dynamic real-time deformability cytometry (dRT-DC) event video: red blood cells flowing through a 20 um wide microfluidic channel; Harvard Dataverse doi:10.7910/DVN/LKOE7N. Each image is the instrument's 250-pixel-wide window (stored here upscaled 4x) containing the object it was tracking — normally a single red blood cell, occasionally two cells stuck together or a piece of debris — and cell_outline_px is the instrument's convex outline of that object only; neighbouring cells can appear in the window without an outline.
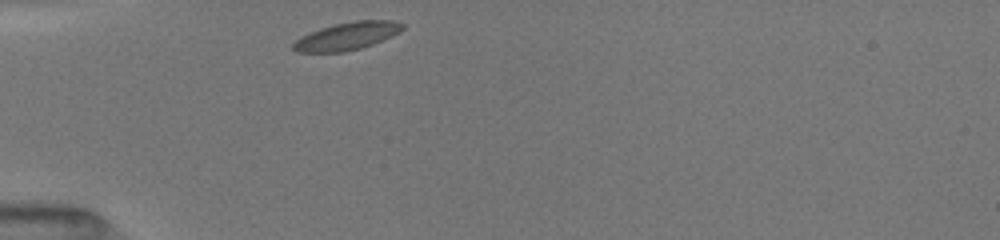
{"species": "common noctule bat (a hibernating species)", "species_latin": "Nyctalus noctula", "temperature_condition": "room temperature", "stored_images_in_passage": 31, "camera_frame_rate_fps": 3000, "um_per_image_px": 0.085, "animal": {"sex": "female", "body_mass_g": 19.5, "forearm_length_mm": 54.1}, "frame": {"image": 1, "passage_image": 1, "time_ms": 0.0, "image_size_px": [1000, 240], "cell_outline_px": [[404, 28], [400, 32], [392, 36], [372, 44], [360, 48], [344, 52], [296, 52], [292, 48], [292, 44], [300, 36], [308, 32], [320, 28], [336, 24], [356, 20], [392, 20], [404, 24]], "centroid_in_image_um": [29.48, 3.06], "position_along_channel_um": 55.5, "area_um2": 17.69}}
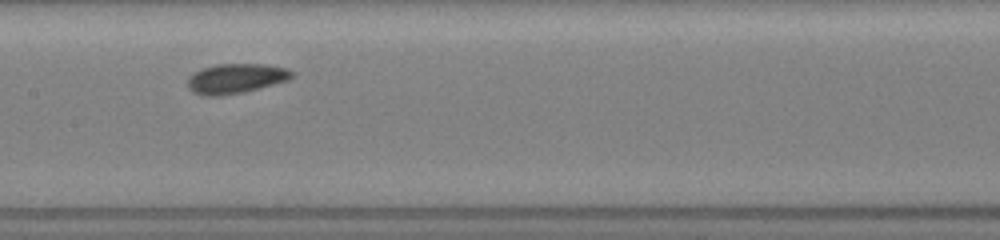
{"frame": {"image": 2, "passage_image": 12, "time_ms": 3.667, "image_size_px": [1000, 240], "cell_outline_px": [[296, 76], [288, 80], [260, 88], [244, 92], [220, 96], [204, 96], [192, 92], [188, 88], [188, 76], [192, 72], [200, 68], [216, 64], [264, 64], [288, 68], [296, 72]], "centroid_in_image_um": [20.05, 6.67], "position_along_channel_um": 187.3, "area_um2": 18.55}}
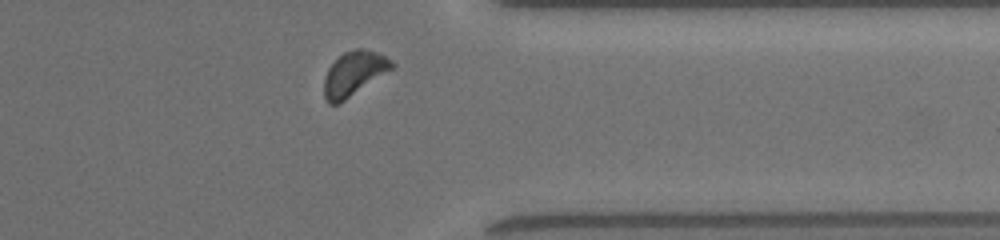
{"frame": {"image": 3, "passage_image": 27, "time_ms": 8.667, "image_size_px": [1000, 240], "cell_outline_px": [[396, 64], [392, 68], [344, 100], [336, 104], [328, 104], [324, 96], [324, 76], [328, 68], [344, 52], [356, 48], [364, 48], [376, 52], [392, 60]], "centroid_in_image_um": [30.06, 6.23], "position_along_channel_um": 381.3, "area_um2": 17.11}, "authors_computed_cell_mechanics": {"area_um2": 17.5134, "velocity_mm_per_s": 3.9613, "shape_relaxation_time_tau1_ms": 1.8652, "shape_relaxation_time_tau2_ms": 6.9308, "deformation_change_tau1": 0.0663, "deformation_change_tau2": 0.1188}}